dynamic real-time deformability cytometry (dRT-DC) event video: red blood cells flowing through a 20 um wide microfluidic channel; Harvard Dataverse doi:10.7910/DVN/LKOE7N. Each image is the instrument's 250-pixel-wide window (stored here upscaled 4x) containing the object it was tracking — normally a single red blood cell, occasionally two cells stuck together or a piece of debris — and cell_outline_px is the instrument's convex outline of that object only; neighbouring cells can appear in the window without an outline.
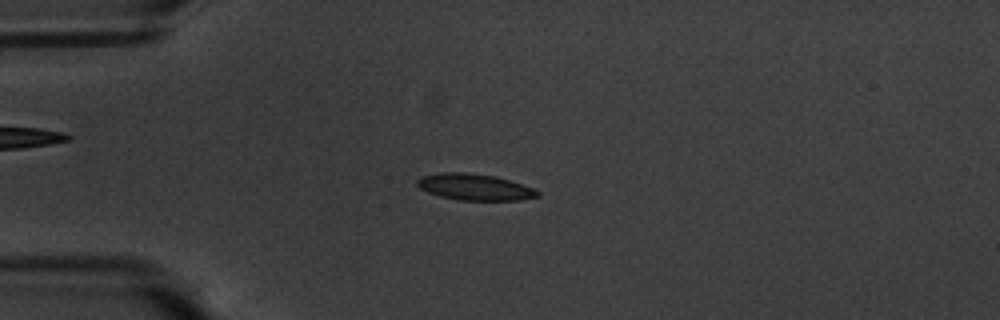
{"species": "common noctule bat (a hibernating species)", "species_latin": "Nyctalus noctula", "temperature_condition": "warm", "stored_images_in_passage": 58, "camera_frame_rate_fps": 3000, "um_per_image_px": 0.085, "animal": {"sex": "male", "body_mass_g": 20.1, "forearm_length_mm": 53.5}, "frame": {"image": 1, "passage_image": 15, "time_ms": 4.667, "image_size_px": [1000, 320], "cell_outline_px": [[540, 196], [520, 200], [460, 200], [440, 196], [428, 192], [420, 188], [416, 184], [416, 180], [420, 176], [444, 172], [464, 172], [492, 176], [508, 180], [532, 188], [540, 192]], "centroid_in_image_um": [40.31, 15.9], "position_along_channel_um": 44.7, "area_um2": 18.26}}
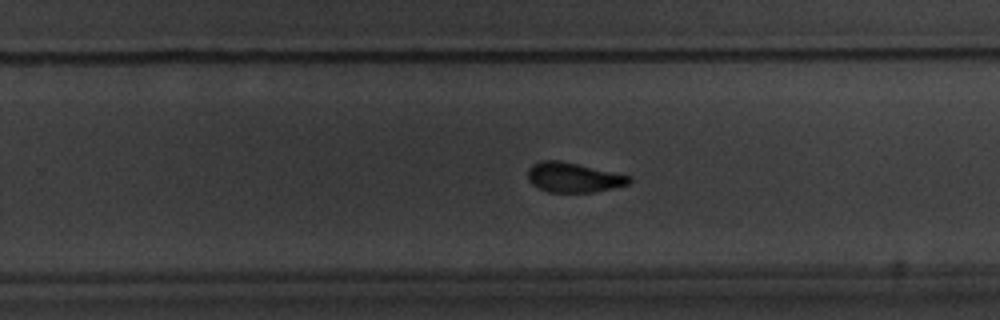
{"frame": {"image": 2, "passage_image": 37, "time_ms": 12.0, "image_size_px": [1000, 320], "cell_outline_px": [[632, 180], [628, 184], [612, 188], [592, 192], [548, 192], [536, 188], [528, 180], [528, 168], [532, 164], [540, 160], [560, 160], [632, 176]], "centroid_in_image_um": [48.71, 15.08], "position_along_channel_um": 281.1, "area_um2": 17.69}}
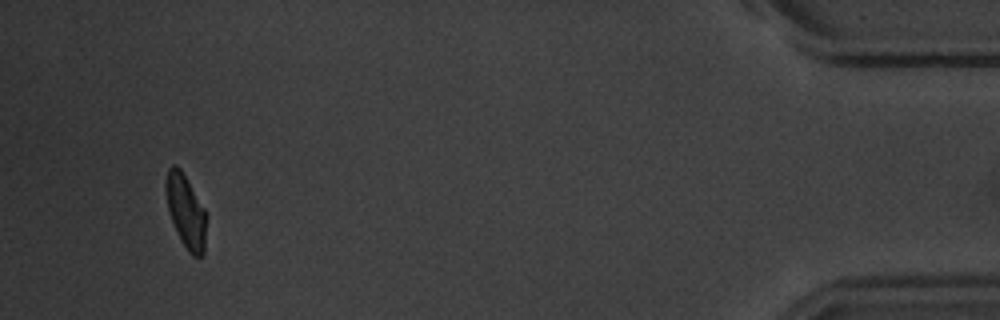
{"frame": {"image": 3, "passage_image": 55, "time_ms": 18.0, "image_size_px": [1000, 320], "cell_outline_px": [[208, 216], [204, 256], [192, 256], [188, 252], [180, 240], [172, 220], [168, 208], [164, 188], [164, 180], [168, 168], [172, 164], [176, 164], [180, 168], [208, 212]], "centroid_in_image_um": [15.82, 17.96], "position_along_channel_um": 419.4, "area_um2": 17.98}, "authors_computed_cell_mechanics": {"area_um2": 17.7157, "velocity_mm_per_s": 3.5078, "shape_relaxation_time_tau1_ms": 3.33, "shape_relaxation_time_tau2_ms": 2.3832, "deformation_change_tau1": 0.1382, "deformation_change_tau2": 0.0775}}